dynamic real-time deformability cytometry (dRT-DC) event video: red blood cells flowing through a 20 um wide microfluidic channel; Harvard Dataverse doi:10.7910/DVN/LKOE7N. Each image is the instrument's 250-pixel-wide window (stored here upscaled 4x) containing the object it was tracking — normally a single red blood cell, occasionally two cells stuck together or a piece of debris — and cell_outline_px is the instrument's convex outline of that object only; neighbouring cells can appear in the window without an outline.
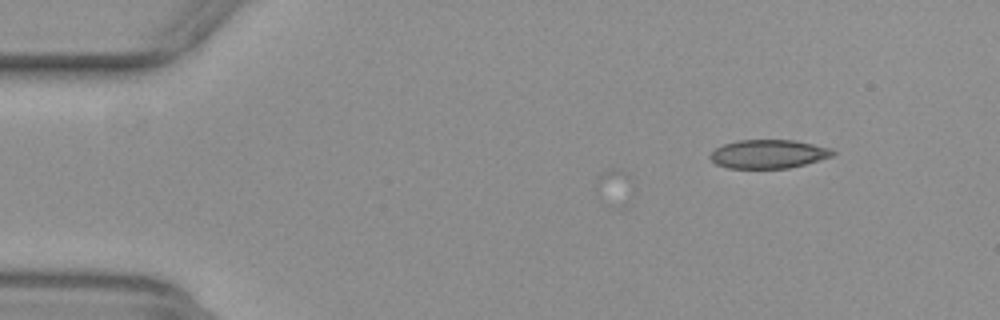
{"species": "common noctule bat (a hibernating species)", "species_latin": "Nyctalus noctula", "temperature_condition": "warm", "stored_images_in_passage": 5, "camera_frame_rate_fps": 3000, "um_per_image_px": 0.085, "animal": {"sex": "female", "body_mass_g": 29.2, "forearm_length_mm": 56.3}, "frame": {"image": 1, "passage_image": 5, "time_ms": 1.333, "image_size_px": [1000, 320], "cell_outline_px": [[836, 152], [832, 156], [804, 164], [788, 168], [728, 168], [716, 164], [708, 156], [716, 148], [724, 144], [740, 140], [796, 140], [832, 148]], "centroid_in_image_um": [65.33, 13.08], "position_along_channel_um": 19.7, "area_um2": 20.4}}